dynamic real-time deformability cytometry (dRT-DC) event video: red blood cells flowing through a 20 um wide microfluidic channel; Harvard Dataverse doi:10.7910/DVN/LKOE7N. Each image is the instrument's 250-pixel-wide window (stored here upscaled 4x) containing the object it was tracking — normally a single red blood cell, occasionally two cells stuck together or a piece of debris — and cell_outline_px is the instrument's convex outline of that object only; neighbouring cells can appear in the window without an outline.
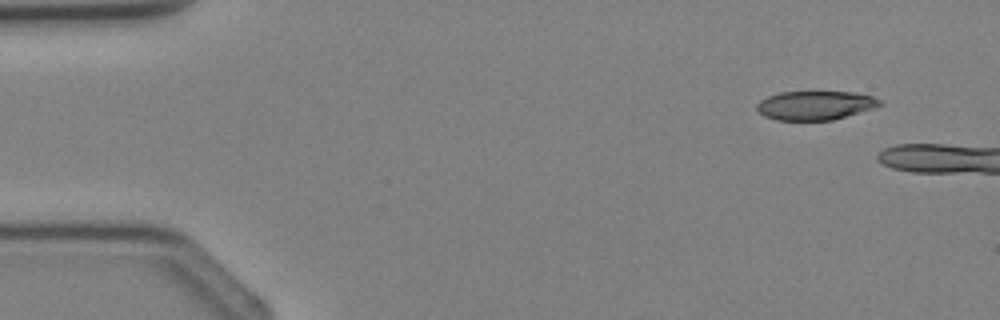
{"species": "Egyptian fruit bat (a non-hibernating species)", "species_latin": "Rousettus aegyptiacus", "temperature_condition": "cold", "stored_images_in_passage": 3, "segment_of_instrument_passage": [2, 2], "camera_frame_rate_fps": 3000, "um_per_image_px": 0.085, "animal": {"sex": "female"}, "frame": {"image": 1, "passage_image": 3, "time_ms": 2.333, "image_size_px": [1000, 320], "cell_outline_px": [[884, 104], [872, 108], [832, 120], [776, 120], [764, 116], [756, 108], [756, 104], [760, 100], [768, 96], [780, 92], [852, 92], [872, 96], [880, 100]], "centroid_in_image_um": [69.26, 8.95], "position_along_channel_um": 15.7, "area_um2": 20.58}}